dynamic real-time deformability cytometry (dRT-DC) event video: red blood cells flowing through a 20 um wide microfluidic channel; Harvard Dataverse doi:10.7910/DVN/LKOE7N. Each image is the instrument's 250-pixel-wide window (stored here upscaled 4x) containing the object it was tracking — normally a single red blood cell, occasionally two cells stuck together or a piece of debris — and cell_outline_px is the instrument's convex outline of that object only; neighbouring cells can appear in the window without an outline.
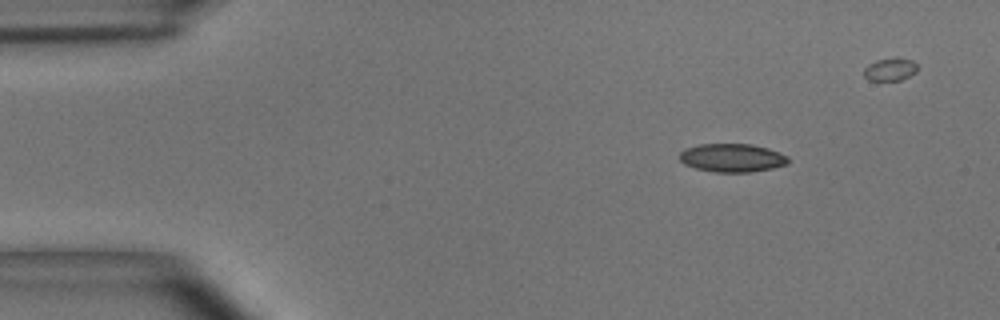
{"species": "common noctule bat (a hibernating species)", "species_latin": "Nyctalus noctula", "temperature_condition": "room temperature", "stored_images_in_passage": 7, "camera_frame_rate_fps": 3000, "um_per_image_px": 0.085, "animal": {"sex": "male", "body_mass_g": 15.6}, "frame": {"image": 1, "passage_image": 2, "time_ms": 0.333, "image_size_px": [1000, 320], "cell_outline_px": [[788, 164], [772, 168], [748, 172], [716, 172], [696, 168], [684, 164], [680, 160], [680, 152], [684, 148], [700, 144], [752, 144], [768, 148], [788, 156]], "centroid_in_image_um": [62.22, 13.41], "position_along_channel_um": 22.8, "area_um2": 17.92}}